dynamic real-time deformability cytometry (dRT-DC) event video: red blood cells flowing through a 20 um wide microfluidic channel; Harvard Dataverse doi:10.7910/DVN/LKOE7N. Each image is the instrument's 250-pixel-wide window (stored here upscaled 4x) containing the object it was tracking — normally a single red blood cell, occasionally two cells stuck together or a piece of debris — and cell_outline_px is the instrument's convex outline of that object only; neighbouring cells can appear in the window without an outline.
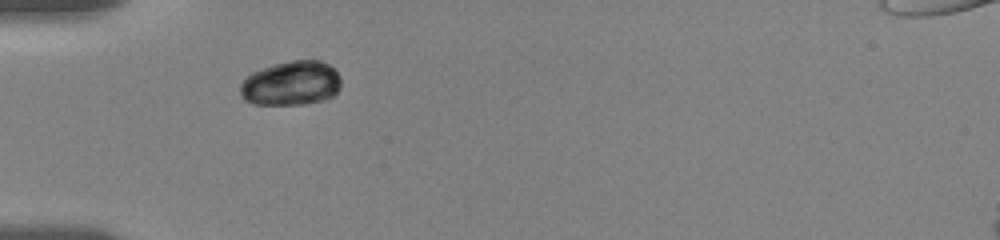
{"species": "human", "species_latin": "Homo sapiens", "temperature_condition": "room temperature", "stored_images_in_passage": 50, "camera_frame_rate_fps": 3000, "um_per_image_px": 0.085, "donor": {"sex": "female"}, "frame": {"image": 1, "passage_image": 1, "time_ms": 0.0, "image_size_px": [1000, 240], "cell_outline_px": [[340, 88], [332, 96], [324, 100], [304, 104], [252, 104], [244, 100], [240, 92], [240, 84], [252, 72], [272, 64], [292, 60], [320, 60], [328, 64], [340, 76]], "centroid_in_image_um": [24.74, 7.08], "position_along_channel_um": 60.3, "area_um2": 26.13}}
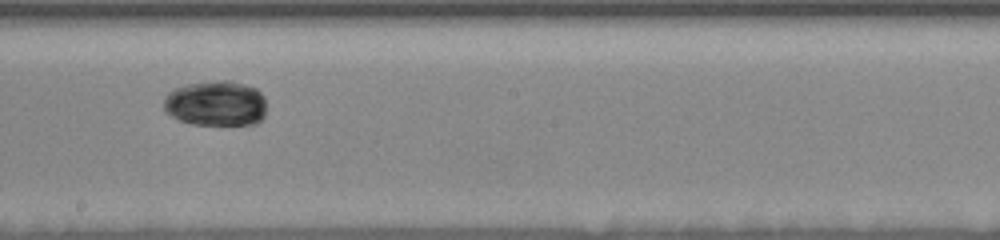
{"frame": {"image": 2, "passage_image": 24, "time_ms": 5.0, "image_size_px": [1000, 240], "cell_outline_px": [[264, 116], [256, 124], [192, 124], [180, 120], [164, 112], [164, 96], [168, 92], [184, 84], [216, 80], [232, 80], [256, 88], [264, 96]], "centroid_in_image_um": [18.32, 8.77], "position_along_channel_um": 229.9, "area_um2": 27.28}}
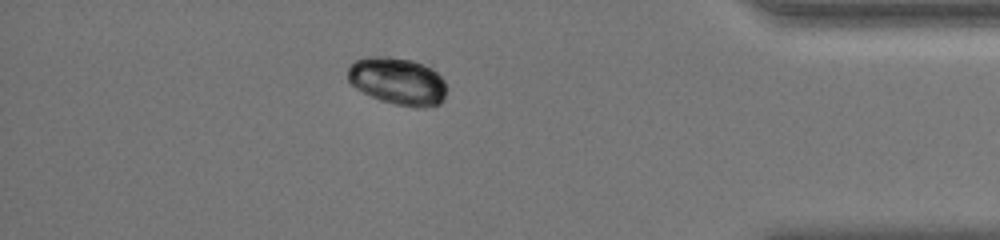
{"frame": {"image": 3, "passage_image": 45, "time_ms": 10.667, "image_size_px": [1000, 240], "cell_outline_px": [[444, 100], [440, 104], [424, 108], [416, 108], [396, 104], [380, 100], [356, 88], [348, 80], [348, 68], [356, 60], [368, 56], [388, 56], [412, 60], [432, 68], [444, 80]], "centroid_in_image_um": [33.8, 6.9], "position_along_channel_um": 401.4, "area_um2": 27.17}}